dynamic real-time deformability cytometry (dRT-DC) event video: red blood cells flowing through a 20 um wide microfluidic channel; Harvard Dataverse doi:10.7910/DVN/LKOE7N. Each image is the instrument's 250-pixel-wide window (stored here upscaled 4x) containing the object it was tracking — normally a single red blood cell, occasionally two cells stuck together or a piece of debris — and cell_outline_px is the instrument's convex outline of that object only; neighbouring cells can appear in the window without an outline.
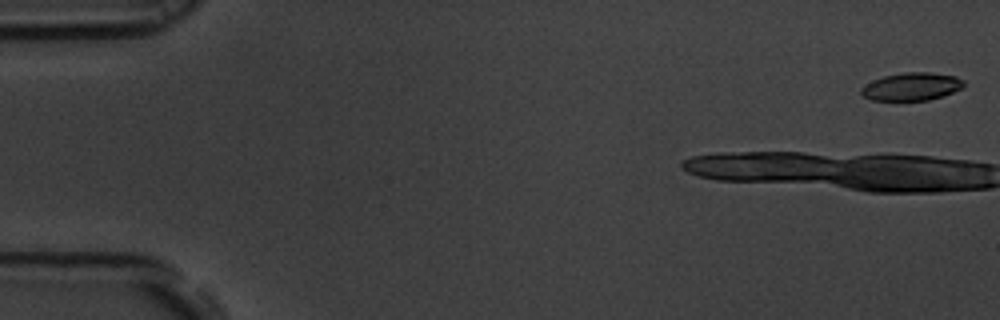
{"species": "common noctule bat (a hibernating species)", "species_latin": "Nyctalus noctula", "temperature_condition": "room temperature", "stored_images_in_passage": 9, "camera_frame_rate_fps": 3000, "um_per_image_px": 0.085, "animal": {"sex": "male", "body_mass_g": 19.5, "forearm_length_mm": 54.6}, "frame": {"image": 1, "passage_image": 1, "time_ms": 0.0, "image_size_px": [1000, 320], "cell_outline_px": [[964, 84], [960, 88], [944, 96], [928, 100], [872, 100], [864, 96], [860, 92], [860, 88], [872, 80], [884, 76], [904, 72], [932, 72], [956, 76], [964, 80]], "centroid_in_image_um": [77.48, 7.35], "position_along_channel_um": 7.5, "area_um2": 16.65}}